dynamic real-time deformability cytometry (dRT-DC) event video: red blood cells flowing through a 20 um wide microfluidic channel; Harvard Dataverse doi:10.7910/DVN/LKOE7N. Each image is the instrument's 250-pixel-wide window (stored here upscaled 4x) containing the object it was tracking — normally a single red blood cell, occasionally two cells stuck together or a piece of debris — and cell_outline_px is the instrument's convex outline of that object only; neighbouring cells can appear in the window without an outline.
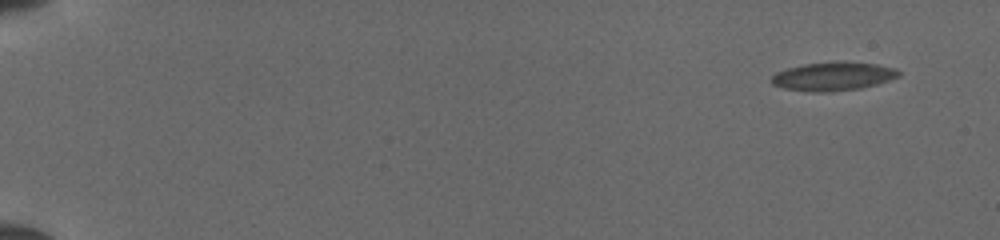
{"species": "common noctule bat (a hibernating species)", "species_latin": "Nyctalus noctula", "temperature_condition": "cold", "stored_images_in_passage": 13, "camera_frame_rate_fps": 3000, "um_per_image_px": 0.085, "animal": {"sex": "female", "body_mass_g": 19.5, "forearm_length_mm": 54.1}, "frame": {"image": 1, "passage_image": 2, "time_ms": 0.333, "image_size_px": [1000, 240], "cell_outline_px": [[900, 76], [876, 84], [860, 88], [828, 92], [812, 92], [784, 88], [772, 84], [772, 76], [776, 72], [788, 68], [804, 64], [876, 64], [892, 68], [900, 72]], "centroid_in_image_um": [70.77, 6.53], "position_along_channel_um": 14.2, "area_um2": 20.11}}